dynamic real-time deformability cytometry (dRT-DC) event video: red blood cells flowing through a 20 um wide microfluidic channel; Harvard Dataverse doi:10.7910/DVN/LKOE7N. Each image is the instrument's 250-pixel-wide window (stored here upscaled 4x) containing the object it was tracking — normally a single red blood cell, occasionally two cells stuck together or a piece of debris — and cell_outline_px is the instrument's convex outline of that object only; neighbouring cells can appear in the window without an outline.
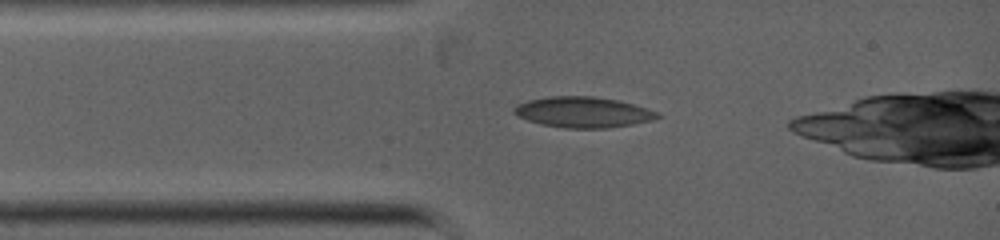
{"species": "common noctule bat (a hibernating species)", "species_latin": "Nyctalus noctula", "temperature_condition": "warm", "stored_images_in_passage": 2, "camera_frame_rate_fps": 5000, "um_per_image_px": 0.085, "animal": {"sex": "female", "body_mass_g": 19.0, "forearm_length_mm": 53.3}, "frame": {"image": 1, "passage_image": 2, "time_ms": 1.0, "image_size_px": [1000, 240], "cell_outline_px": [[664, 116], [652, 120], [632, 124], [608, 128], [564, 128], [540, 124], [528, 120], [512, 112], [512, 108], [516, 104], [528, 100], [548, 96], [592, 96], [616, 100], [632, 104], [660, 112]], "centroid_in_image_um": [49.56, 9.53], "position_along_channel_um": 35.4, "area_um2": 25.72}}